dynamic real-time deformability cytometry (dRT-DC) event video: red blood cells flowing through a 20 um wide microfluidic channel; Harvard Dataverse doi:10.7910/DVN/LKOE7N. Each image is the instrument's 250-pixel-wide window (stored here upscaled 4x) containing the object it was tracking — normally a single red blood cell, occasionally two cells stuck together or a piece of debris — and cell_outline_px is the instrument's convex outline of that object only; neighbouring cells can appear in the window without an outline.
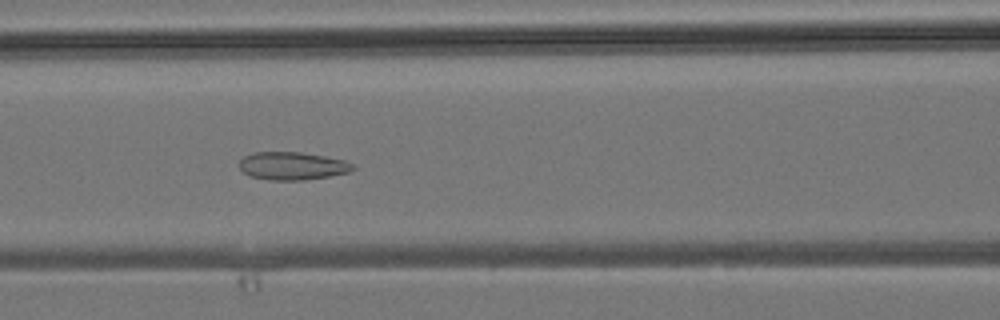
{"species": "common noctule bat (a hibernating species)", "species_latin": "Nyctalus noctula", "temperature_condition": "room temperature", "stored_images_in_passage": 42, "camera_frame_rate_fps": 3000, "um_per_image_px": 0.085, "animal": {"sex": "male", "body_mass_g": 19.2, "forearm_length_mm": 51.8}, "frame": {"image": 1, "passage_image": 16, "time_ms": 5.0, "image_size_px": [1000, 320], "cell_outline_px": [[356, 168], [348, 172], [328, 176], [304, 180], [272, 180], [252, 176], [244, 172], [240, 168], [240, 160], [244, 156], [252, 152], [300, 152], [324, 156], [344, 160], [352, 164]], "centroid_in_image_um": [24.85, 14.09], "position_along_channel_um": 141.8, "area_um2": 18.26}}
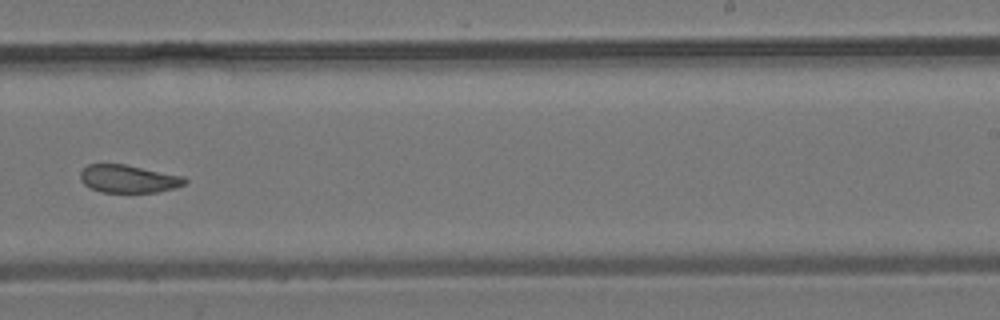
{"frame": {"image": 2, "passage_image": 25, "time_ms": 8.0, "image_size_px": [1000, 320], "cell_outline_px": [[188, 180], [184, 184], [176, 188], [156, 192], [100, 192], [84, 184], [80, 180], [80, 172], [88, 164], [124, 164], [184, 176]], "centroid_in_image_um": [10.92, 15.2], "position_along_channel_um": 278.1, "area_um2": 16.94}}
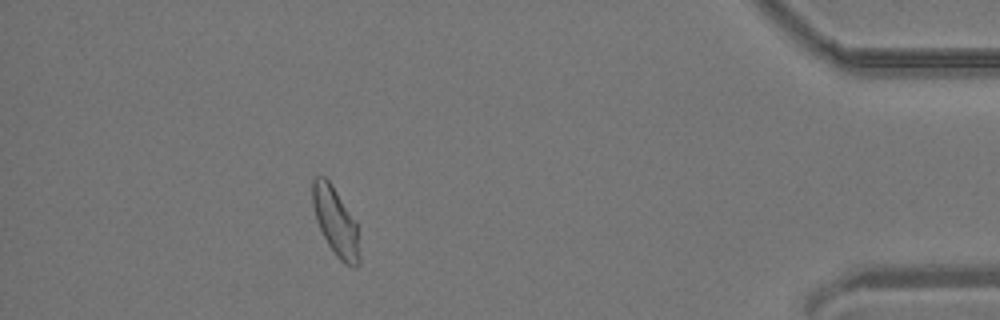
{"frame": {"image": 3, "passage_image": 37, "time_ms": 12.0, "image_size_px": [1000, 320], "cell_outline_px": [[360, 264], [356, 268], [352, 268], [344, 264], [336, 256], [328, 244], [316, 220], [312, 204], [312, 180], [316, 176], [324, 176], [328, 180], [336, 192], [356, 224], [360, 256]], "centroid_in_image_um": [28.52, 18.9], "position_along_channel_um": 406.7, "area_um2": 18.32}}